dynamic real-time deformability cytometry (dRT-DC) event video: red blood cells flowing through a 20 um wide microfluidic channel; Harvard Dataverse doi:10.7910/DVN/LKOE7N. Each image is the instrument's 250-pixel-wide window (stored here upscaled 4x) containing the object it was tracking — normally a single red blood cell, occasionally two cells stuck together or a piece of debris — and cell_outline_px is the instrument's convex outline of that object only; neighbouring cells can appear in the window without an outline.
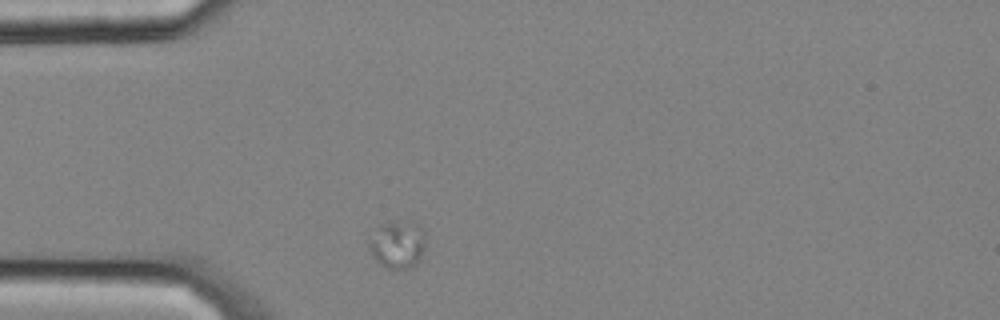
{"species": "common noctule bat (a hibernating species)", "species_latin": "Nyctalus noctula", "temperature_condition": "cold", "stored_images_in_passage": 2, "camera_frame_rate_fps": 3000, "um_per_image_px": 0.085, "animal": {"sex": "male", "body_mass_g": 20.4}, "frame": {"image": 1, "passage_image": 1, "time_ms": 0.0, "image_size_px": [1000, 320], "cell_outline_px": [[424, 248], [420, 260], [412, 268], [396, 272], [392, 272], [384, 268], [372, 256], [368, 244], [380, 224], [412, 220], [416, 220], [424, 228]], "centroid_in_image_um": [33.84, 20.83], "position_along_channel_um": 51.2, "area_um2": 16.3}}